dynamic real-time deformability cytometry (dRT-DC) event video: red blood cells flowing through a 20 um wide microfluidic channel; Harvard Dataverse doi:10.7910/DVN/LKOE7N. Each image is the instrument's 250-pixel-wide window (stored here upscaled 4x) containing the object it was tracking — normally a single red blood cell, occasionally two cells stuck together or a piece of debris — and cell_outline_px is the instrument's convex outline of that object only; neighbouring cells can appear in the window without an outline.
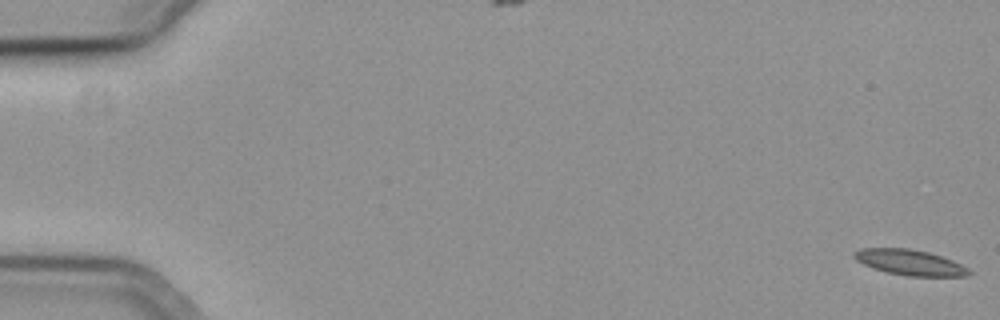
{"species": "common noctule bat (a hibernating species)", "species_latin": "Nyctalus noctula", "temperature_condition": "cold", "stored_images_in_passage": 35, "camera_frame_rate_fps": 3000, "um_per_image_px": 0.085, "animal": {"sex": "female", "body_mass_g": 19.3, "forearm_length_mm": 54.1}, "frame": {"image": 1, "passage_image": 1, "time_ms": 0.0, "image_size_px": [1000, 320], "cell_outline_px": [[972, 272], [968, 276], [908, 276], [888, 272], [864, 264], [856, 260], [852, 256], [852, 252], [860, 248], [908, 248], [928, 252], [952, 260], [968, 268]], "centroid_in_image_um": [77.33, 22.3], "position_along_channel_um": 7.7, "area_um2": 16.94}}
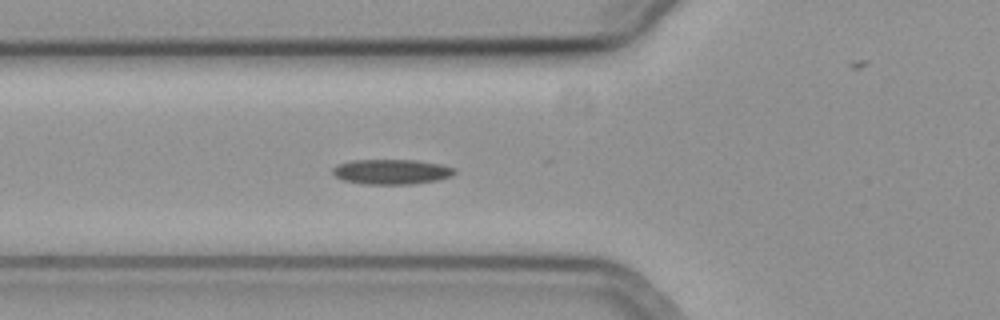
{"frame": {"image": 2, "passage_image": 22, "time_ms": 7.0, "image_size_px": [1000, 320], "cell_outline_px": [[456, 172], [452, 176], [436, 180], [412, 184], [360, 184], [344, 180], [336, 176], [332, 172], [332, 168], [336, 164], [352, 160], [416, 160], [440, 164], [456, 168]], "centroid_in_image_um": [33.27, 14.59], "position_along_channel_um": 92.5, "area_um2": 17.86}}
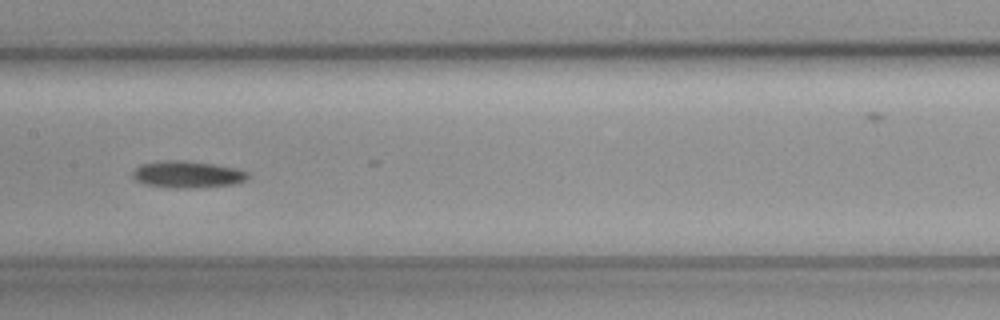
{"frame": {"image": 3, "passage_image": 30, "time_ms": 9.667, "image_size_px": [1000, 320], "cell_outline_px": [[248, 180], [236, 184], [200, 188], [168, 188], [144, 184], [136, 180], [132, 176], [132, 172], [140, 164], [160, 160], [188, 160], [236, 168], [248, 172]], "centroid_in_image_um": [15.93, 14.83], "position_along_channel_um": 191.5, "area_um2": 18.44}}